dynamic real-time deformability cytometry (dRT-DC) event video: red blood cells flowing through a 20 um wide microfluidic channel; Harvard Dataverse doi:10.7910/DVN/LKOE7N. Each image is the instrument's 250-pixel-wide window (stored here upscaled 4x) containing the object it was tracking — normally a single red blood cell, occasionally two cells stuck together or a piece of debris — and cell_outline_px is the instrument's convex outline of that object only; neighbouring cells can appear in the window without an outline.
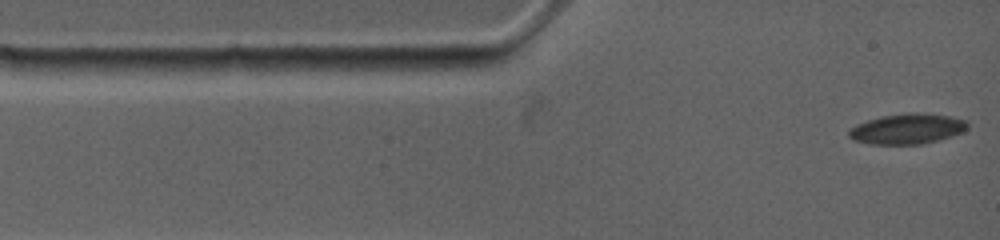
{"species": "common noctule bat (a hibernating species)", "species_latin": "Nyctalus noctula", "temperature_condition": "warm", "stored_images_in_passage": 24, "camera_frame_rate_fps": 4500, "um_per_image_px": 0.085, "animal": {"sex": "female", "body_mass_g": 19.0, "forearm_length_mm": 53.3}, "frame": {"image": 1, "passage_image": 1, "time_ms": 0.0, "image_size_px": [1000, 240], "cell_outline_px": [[968, 128], [964, 132], [952, 136], [920, 144], [872, 144], [852, 140], [848, 136], [848, 132], [852, 128], [868, 120], [880, 116], [904, 112], [916, 112], [948, 116], [968, 120]], "centroid_in_image_um": [77.15, 10.94], "position_along_channel_um": 7.9, "area_um2": 20.98}}
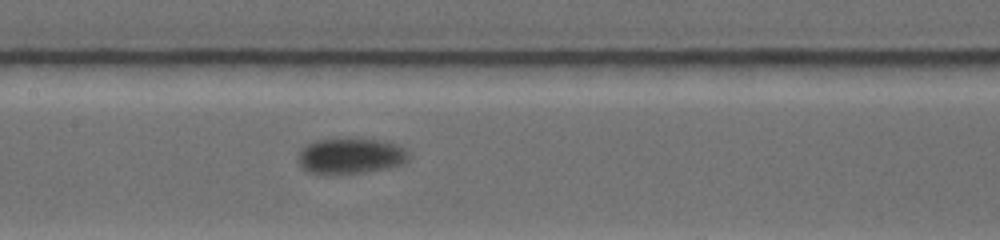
{"frame": {"image": 2, "passage_image": 10, "time_ms": 5.778, "image_size_px": [1000, 240], "cell_outline_px": [[408, 160], [404, 164], [392, 168], [364, 172], [308, 172], [296, 160], [296, 156], [300, 148], [304, 144], [316, 140], [344, 136], [348, 136], [388, 140], [404, 148], [408, 152]], "centroid_in_image_um": [29.81, 13.18], "position_along_channel_um": 177.6, "area_um2": 23.81}}
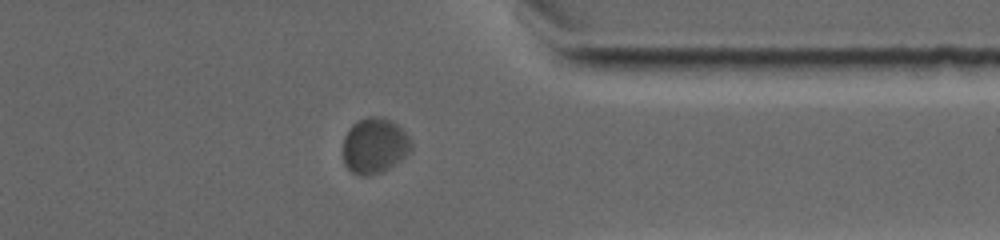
{"frame": {"image": 3, "passage_image": 20, "time_ms": 11.556, "image_size_px": [1000, 240], "cell_outline_px": [[412, 152], [384, 172], [368, 176], [360, 176], [352, 172], [344, 164], [344, 136], [348, 128], [356, 120], [368, 116], [380, 116], [392, 120], [412, 140]], "centroid_in_image_um": [31.85, 12.38], "position_along_channel_um": 379.5, "area_um2": 22.54}, "authors_computed_cell_mechanics": {"area_um2": 21.8484, "velocity_mm_per_s": 3.6304, "shape_relaxation_time_tau1_ms": 2.4936, "shape_relaxation_time_tau2_ms": null, "deformation_change_tau1": 0.0587, "deformation_change_tau2": null}}